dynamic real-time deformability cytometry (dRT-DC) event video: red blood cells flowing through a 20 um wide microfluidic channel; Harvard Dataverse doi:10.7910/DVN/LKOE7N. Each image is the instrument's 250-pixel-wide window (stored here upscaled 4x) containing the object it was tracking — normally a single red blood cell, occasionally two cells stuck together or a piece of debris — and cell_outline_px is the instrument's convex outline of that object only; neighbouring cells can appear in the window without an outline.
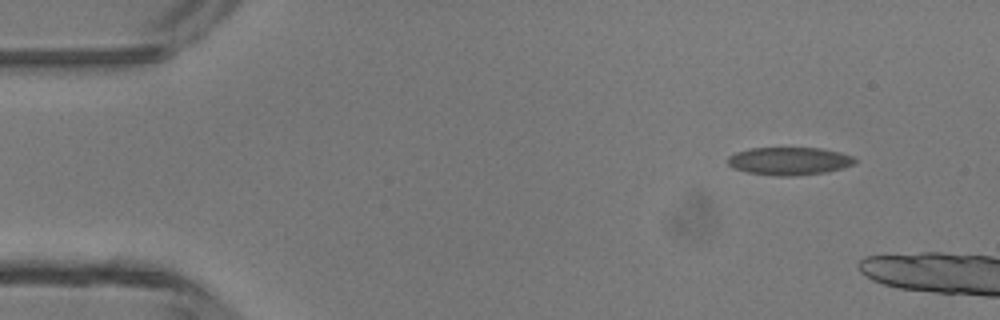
{"species": "common noctule bat (a hibernating species)", "species_latin": "Nyctalus noctula", "temperature_condition": "room temperature", "stored_images_in_passage": 2, "camera_frame_rate_fps": 3000, "um_per_image_px": 0.085, "animal": {"sex": "male", "body_mass_g": 13.3}, "frame": {"image": 1, "passage_image": 1, "time_ms": 0.0, "image_size_px": [1000, 320], "cell_outline_px": [[856, 160], [852, 164], [828, 172], [796, 176], [776, 176], [748, 172], [732, 168], [728, 164], [728, 156], [736, 152], [752, 148], [820, 148], [840, 152], [852, 156]], "centroid_in_image_um": [67.06, 13.69], "position_along_channel_um": 17.9, "area_um2": 20.58}}